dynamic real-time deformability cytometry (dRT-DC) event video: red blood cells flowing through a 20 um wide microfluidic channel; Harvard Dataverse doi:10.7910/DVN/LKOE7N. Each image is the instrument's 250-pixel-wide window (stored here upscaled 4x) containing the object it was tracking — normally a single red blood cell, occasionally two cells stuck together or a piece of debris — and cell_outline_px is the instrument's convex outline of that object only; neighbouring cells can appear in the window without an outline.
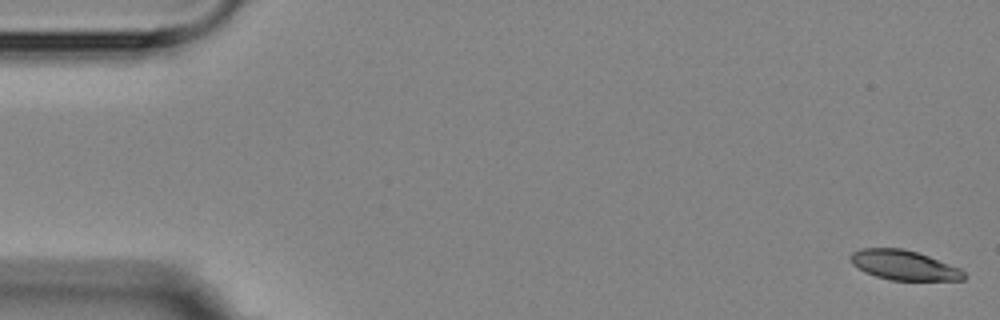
{"species": "Egyptian fruit bat (a non-hibernating species)", "species_latin": "Rousettus aegyptiacus", "temperature_condition": "room temperature", "stored_images_in_passage": 5, "camera_frame_rate_fps": 3000, "um_per_image_px": 0.085, "animal": {"sex": "female"}, "frame": {"image": 1, "passage_image": 1, "time_ms": 0.0, "image_size_px": [1000, 320], "cell_outline_px": [[968, 276], [964, 280], [892, 280], [876, 276], [864, 272], [852, 264], [852, 252], [860, 248], [904, 248], [928, 256], [960, 268]], "centroid_in_image_um": [76.85, 22.54], "position_along_channel_um": 8.1, "area_um2": 19.54}}